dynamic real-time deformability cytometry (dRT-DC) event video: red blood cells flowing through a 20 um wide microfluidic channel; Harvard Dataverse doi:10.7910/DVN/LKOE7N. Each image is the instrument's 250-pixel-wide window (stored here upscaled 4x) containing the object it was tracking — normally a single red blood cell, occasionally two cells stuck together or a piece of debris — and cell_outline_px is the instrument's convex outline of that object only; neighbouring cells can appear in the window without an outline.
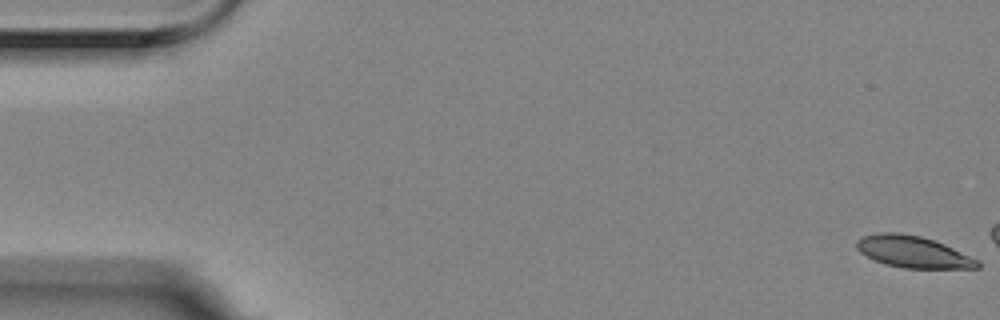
{"species": "Egyptian fruit bat (a non-hibernating species)", "species_latin": "Rousettus aegyptiacus", "temperature_condition": "room temperature", "stored_images_in_passage": 4, "camera_frame_rate_fps": 3000, "um_per_image_px": 0.085, "animal": {"sex": "female"}, "frame": {"image": 1, "passage_image": 1, "time_ms": 0.0, "image_size_px": [1000, 320], "cell_outline_px": [[980, 268], [904, 268], [884, 264], [860, 252], [856, 248], [856, 240], [864, 236], [880, 232], [896, 232], [920, 236], [944, 244], [980, 260]], "centroid_in_image_um": [77.62, 21.41], "position_along_channel_um": 7.4, "area_um2": 22.2}}